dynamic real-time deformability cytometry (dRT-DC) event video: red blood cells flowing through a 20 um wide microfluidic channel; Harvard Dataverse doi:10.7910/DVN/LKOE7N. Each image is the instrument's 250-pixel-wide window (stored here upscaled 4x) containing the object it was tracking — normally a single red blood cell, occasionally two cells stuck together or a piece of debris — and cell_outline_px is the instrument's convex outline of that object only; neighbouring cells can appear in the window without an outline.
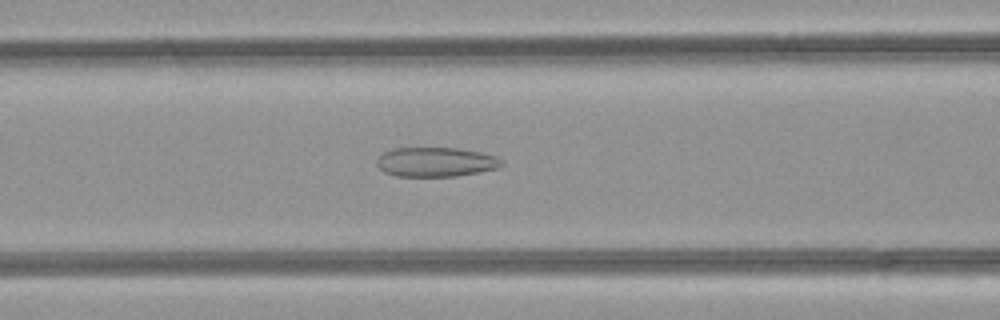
{"species": "common noctule bat (a hibernating species)", "species_latin": "Nyctalus noctula", "temperature_condition": "room temperature", "stored_images_in_passage": 48, "camera_frame_rate_fps": 3000, "um_per_image_px": 0.085, "animal": {"sex": "female", "body_mass_g": 21.9}, "frame": {"image": 1, "passage_image": 20, "time_ms": 6.333, "image_size_px": [1000, 320], "cell_outline_px": [[504, 164], [500, 168], [456, 176], [396, 176], [384, 172], [376, 164], [376, 160], [384, 152], [392, 148], [456, 148], [480, 152], [496, 156]], "centroid_in_image_um": [37.04, 13.77], "position_along_channel_um": 129.6, "area_um2": 21.39}}
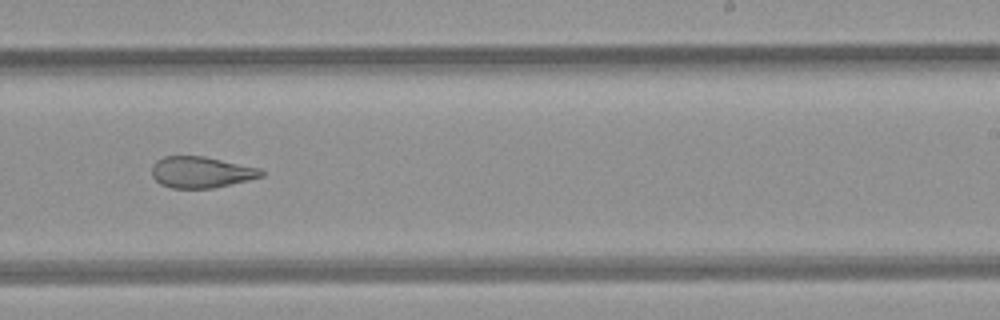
{"frame": {"image": 2, "passage_image": 30, "time_ms": 9.667, "image_size_px": [1000, 320], "cell_outline_px": [[264, 176], [248, 180], [212, 188], [172, 188], [160, 184], [152, 176], [152, 164], [156, 160], [164, 156], [204, 156], [260, 168], [264, 172]], "centroid_in_image_um": [17.08, 14.63], "position_along_channel_um": 271.9, "area_um2": 19.94}}
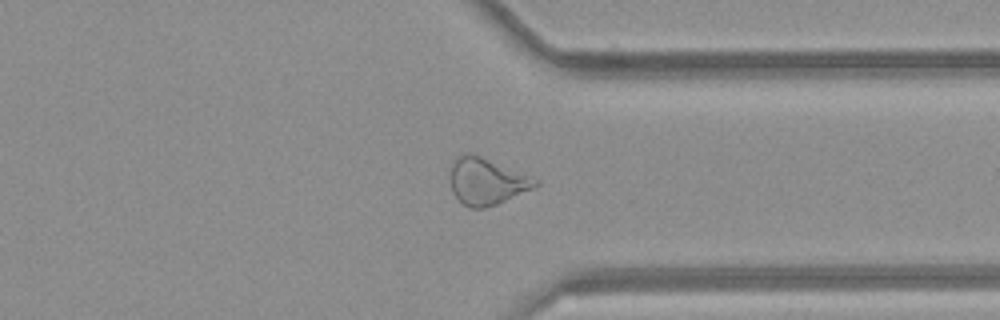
{"frame": {"image": 3, "passage_image": 37, "time_ms": 12.0, "image_size_px": [1000, 320], "cell_outline_px": [[540, 184], [532, 188], [496, 204], [484, 208], [468, 208], [452, 192], [452, 160], [456, 156], [468, 152], [472, 152], [532, 176], [540, 180]], "centroid_in_image_um": [41.37, 15.38], "position_along_channel_um": 370.0, "area_um2": 23.06}, "authors_computed_cell_mechanics": {"area_um2": 25.6054, "velocity_mm_per_s": 4.2677, "shape_relaxation_time_tau1_ms": null, "shape_relaxation_time_tau2_ms": 2.2311, "deformation_change_tau1": null, "deformation_change_tau2": 0.1107}}